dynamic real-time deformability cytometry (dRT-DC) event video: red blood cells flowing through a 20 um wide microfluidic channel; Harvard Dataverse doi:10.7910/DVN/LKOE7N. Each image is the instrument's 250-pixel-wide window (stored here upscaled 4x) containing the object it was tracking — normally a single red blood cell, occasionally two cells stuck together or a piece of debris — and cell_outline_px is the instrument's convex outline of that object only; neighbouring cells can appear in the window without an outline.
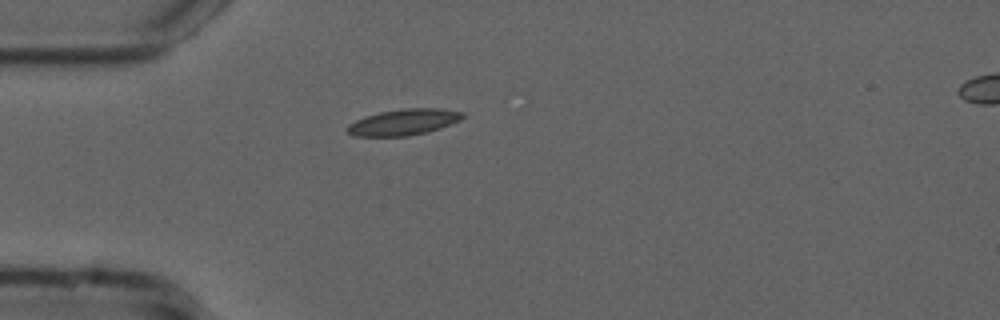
{"species": "common noctule bat (a hibernating species)", "species_latin": "Nyctalus noctula", "temperature_condition": "cold", "stored_images_in_passage": 40, "camera_frame_rate_fps": 3000, "um_per_image_px": 0.085, "animal": {"sex": "male", "forearm_length_mm": 52.5}, "frame": {"image": 1, "passage_image": 1, "time_ms": 0.0, "image_size_px": [1000, 320], "cell_outline_px": [[464, 116], [460, 120], [440, 128], [428, 132], [408, 136], [352, 136], [344, 128], [348, 124], [364, 116], [380, 112], [404, 108], [440, 108], [464, 112]], "centroid_in_image_um": [34.29, 10.38], "position_along_channel_um": 50.7, "area_um2": 17.69}}
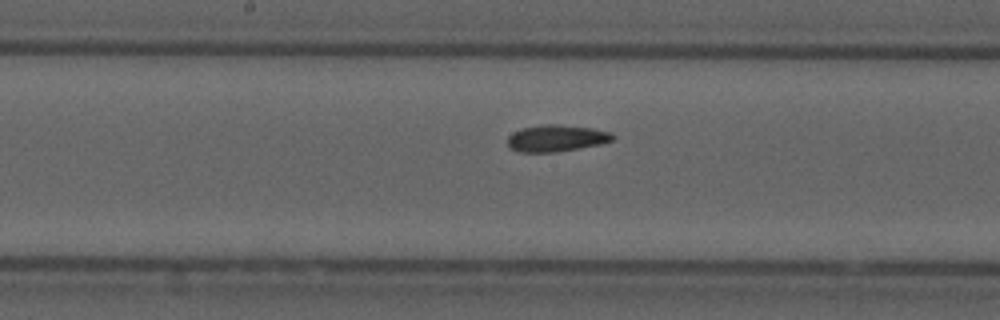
{"frame": {"image": 2, "passage_image": 14, "time_ms": 4.333, "image_size_px": [1000, 320], "cell_outline_px": [[616, 136], [612, 140], [600, 144], [556, 152], [520, 152], [512, 148], [508, 144], [508, 136], [512, 132], [524, 128], [544, 124], [556, 124], [592, 128], [612, 132]], "centroid_in_image_um": [47.31, 11.74], "position_along_channel_um": 200.9, "area_um2": 16.24}}
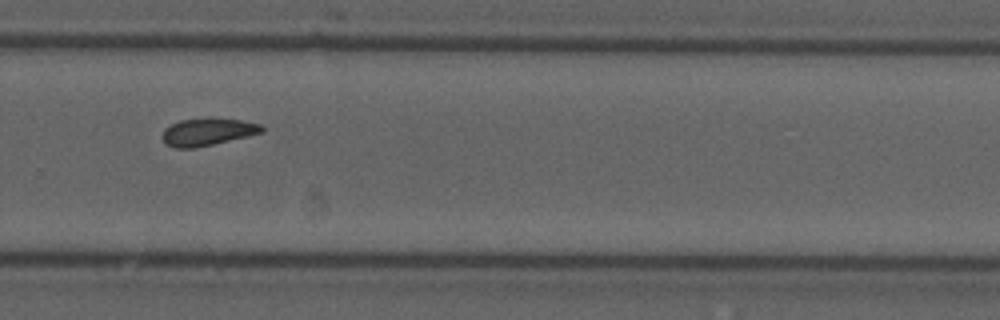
{"frame": {"image": 3, "passage_image": 23, "time_ms": 7.333, "image_size_px": [1000, 320], "cell_outline_px": [[264, 132], [248, 136], [196, 148], [176, 148], [164, 144], [164, 128], [180, 120], [240, 120], [260, 124], [264, 128]], "centroid_in_image_um": [17.65, 11.25], "position_along_channel_um": 312.2, "area_um2": 15.26}, "authors_computed_cell_mechanics": {"area_um2": 16.184, "velocity_mm_per_s": 3.7202, "shape_relaxation_time_tau1_ms": null, "shape_relaxation_time_tau2_ms": 4.3249, "deformation_change_tau1": null, "deformation_change_tau2": 0.0909}}